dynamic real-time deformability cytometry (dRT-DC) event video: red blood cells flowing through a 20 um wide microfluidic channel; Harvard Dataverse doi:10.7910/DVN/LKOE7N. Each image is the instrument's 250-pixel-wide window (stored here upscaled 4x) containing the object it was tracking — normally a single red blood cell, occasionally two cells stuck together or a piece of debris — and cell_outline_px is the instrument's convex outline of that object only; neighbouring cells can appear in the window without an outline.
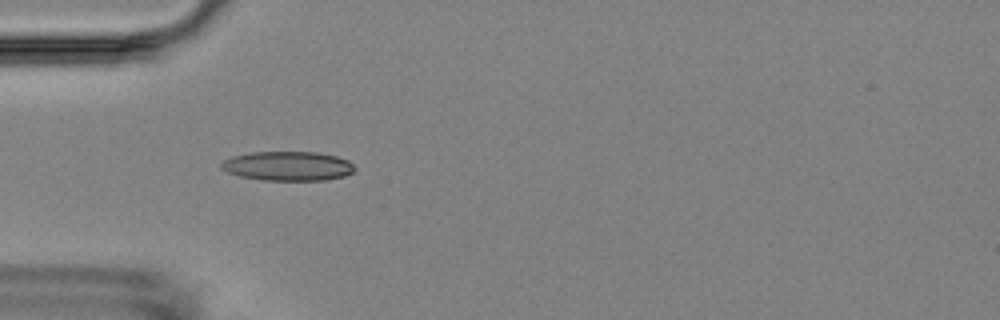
{"species": "Egyptian fruit bat (a non-hibernating species)", "species_latin": "Rousettus aegyptiacus", "temperature_condition": "room temperature", "stored_images_in_passage": 8, "camera_frame_rate_fps": 3000, "um_per_image_px": 0.085, "animal": {"sex": "female"}, "frame": {"image": 1, "passage_image": 4, "time_ms": 3.333, "image_size_px": [1000, 320], "cell_outline_px": [[356, 168], [352, 172], [344, 176], [324, 180], [264, 180], [240, 176], [228, 172], [220, 168], [220, 164], [224, 160], [232, 156], [252, 152], [316, 152], [336, 156], [348, 160]], "centroid_in_image_um": [24.46, 14.11], "position_along_channel_um": 60.5, "area_um2": 22.72}}
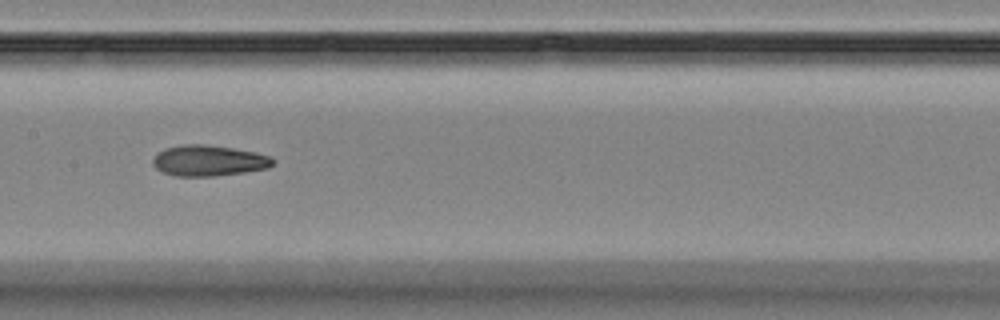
{"frame": {"image": 2, "passage_image": 7, "time_ms": 7.0, "image_size_px": [1000, 320], "cell_outline_px": [[276, 160], [268, 168], [244, 172], [216, 176], [176, 176], [164, 172], [156, 168], [152, 164], [152, 160], [164, 148], [184, 144], [204, 144], [232, 148], [272, 156]], "centroid_in_image_um": [17.75, 13.65], "position_along_channel_um": 189.7, "area_um2": 21.44}}
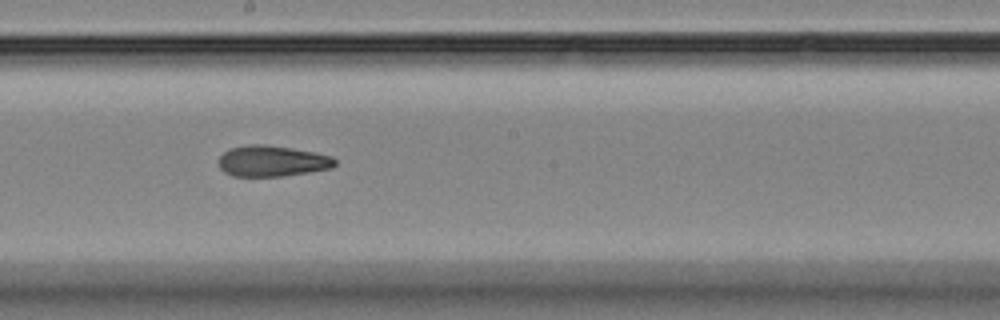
{"frame": {"image": 3, "passage_image": 8, "time_ms": 8.0, "image_size_px": [1000, 320], "cell_outline_px": [[336, 164], [332, 168], [308, 172], [280, 176], [232, 176], [224, 172], [220, 168], [216, 160], [224, 152], [232, 148], [252, 144], [264, 144], [292, 148], [332, 156], [336, 160]], "centroid_in_image_um": [23.1, 13.69], "position_along_channel_um": 225.1, "area_um2": 20.92}}